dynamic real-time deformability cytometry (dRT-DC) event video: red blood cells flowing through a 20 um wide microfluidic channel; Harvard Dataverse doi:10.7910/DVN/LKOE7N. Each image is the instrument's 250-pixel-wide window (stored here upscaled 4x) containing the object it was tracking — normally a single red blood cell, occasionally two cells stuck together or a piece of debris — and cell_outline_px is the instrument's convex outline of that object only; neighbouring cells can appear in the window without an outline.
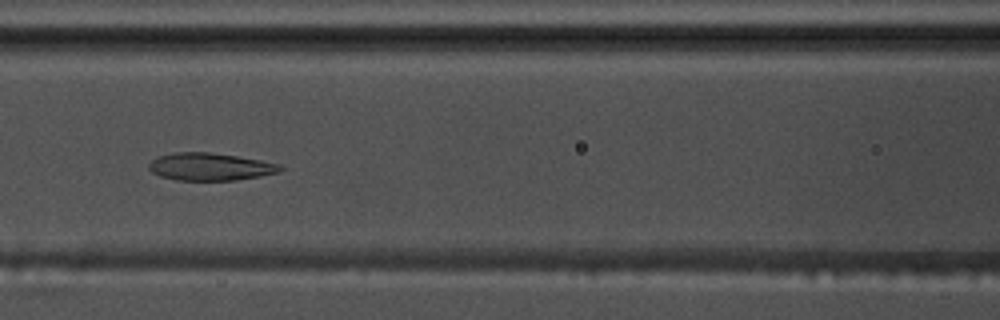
{"species": "common noctule bat (a hibernating species)", "species_latin": "Nyctalus noctula", "temperature_condition": "warm", "stored_images_in_passage": 50, "camera_frame_rate_fps": 3000, "um_per_image_px": 0.085, "animal": {"sex": "male", "body_mass_g": 17.5, "forearm_length_mm": 52.3}, "frame": {"image": 1, "passage_image": 19, "time_ms": 6.0, "image_size_px": [1000, 320], "cell_outline_px": [[284, 168], [280, 172], [260, 176], [236, 180], [176, 180], [160, 176], [152, 172], [148, 168], [148, 164], [152, 160], [160, 156], [176, 152], [208, 152], [236, 156], [260, 160], [280, 164]], "centroid_in_image_um": [17.87, 14.17], "position_along_channel_um": 148.7, "area_um2": 20.98}}
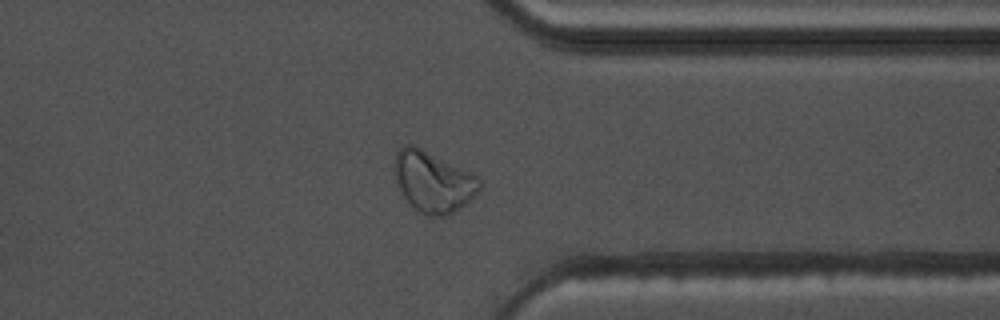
{"frame": {"image": 2, "passage_image": 38, "time_ms": 12.333, "image_size_px": [1000, 320], "cell_outline_px": [[480, 188], [460, 208], [448, 216], [428, 216], [420, 212], [404, 196], [396, 180], [396, 152], [404, 144], [416, 144], [476, 176], [480, 180]], "centroid_in_image_um": [36.81, 15.42], "position_along_channel_um": 374.6, "area_um2": 29.48}}
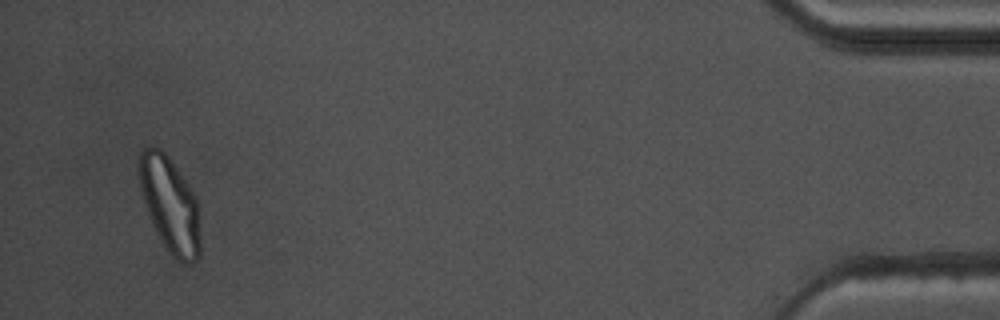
{"frame": {"image": 3, "passage_image": 48, "time_ms": 15.667, "image_size_px": [1000, 320], "cell_outline_px": [[200, 256], [192, 264], [184, 264], [176, 260], [168, 252], [160, 240], [152, 224], [140, 188], [136, 172], [136, 168], [140, 152], [144, 148], [152, 144], [160, 148], [168, 156], [192, 192], [200, 208]], "centroid_in_image_um": [14.43, 17.41], "position_along_channel_um": 420.8, "area_um2": 34.56}, "authors_computed_cell_mechanics": {"area_um2": 24.1315, "velocity_mm_per_s": 3.6232, "shape_relaxation_time_tau1_ms": 8.3185, "shape_relaxation_time_tau2_ms": 1.7773, "deformation_change_tau1": 0.2197, "deformation_change_tau2": 0.081}}